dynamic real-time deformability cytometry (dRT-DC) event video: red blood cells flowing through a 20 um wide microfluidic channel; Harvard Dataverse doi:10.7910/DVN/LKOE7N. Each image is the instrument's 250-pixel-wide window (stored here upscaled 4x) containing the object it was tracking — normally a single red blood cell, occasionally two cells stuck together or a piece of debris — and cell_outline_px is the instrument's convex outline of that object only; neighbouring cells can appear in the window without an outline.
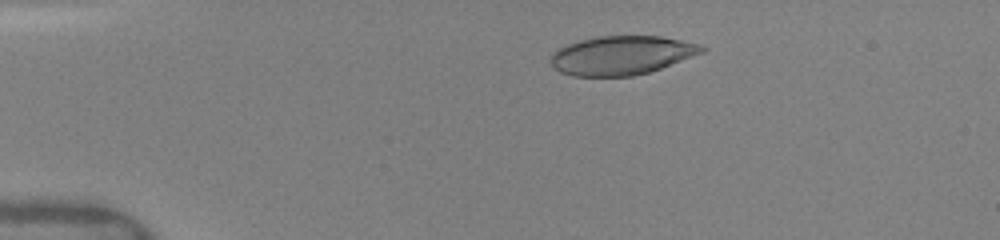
{"species": "human", "species_latin": "Homo sapiens", "temperature_condition": "warm", "stored_images_in_passage": 56, "camera_frame_rate_fps": 3000, "um_per_image_px": 0.085, "donor": {"sex": "female"}, "frame": {"image": 1, "passage_image": 6, "time_ms": 1.333, "image_size_px": [1000, 240], "cell_outline_px": [[708, 48], [704, 52], [660, 68], [648, 72], [632, 76], [572, 76], [560, 72], [552, 64], [552, 52], [568, 44], [580, 40], [600, 36], [660, 36], [704, 44]], "centroid_in_image_um": [52.88, 4.69], "position_along_channel_um": 32.1, "area_um2": 34.1}}
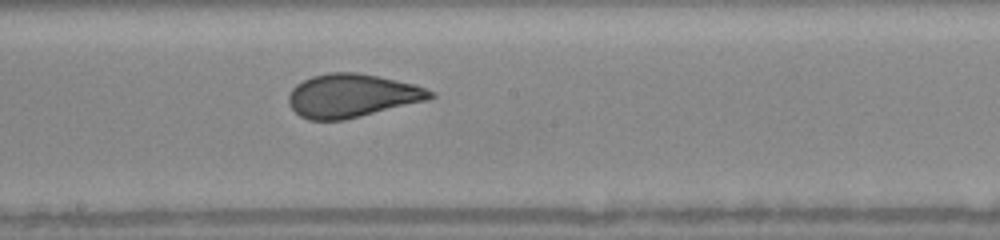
{"frame": {"image": 2, "passage_image": 29, "time_ms": 7.333, "image_size_px": [1000, 240], "cell_outline_px": [[436, 96], [428, 100], [344, 120], [308, 120], [300, 116], [288, 104], [288, 96], [292, 88], [296, 84], [312, 76], [328, 72], [356, 72], [416, 84], [436, 92]], "centroid_in_image_um": [29.93, 8.13], "position_along_channel_um": 218.3, "area_um2": 35.95}}
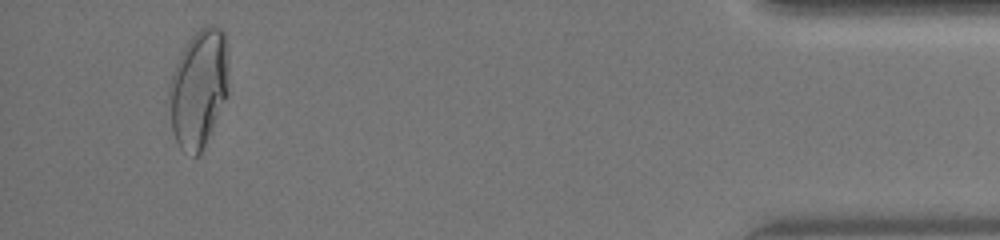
{"frame": {"image": 3, "passage_image": 53, "time_ms": 13.667, "image_size_px": [1000, 240], "cell_outline_px": [[228, 92], [200, 156], [192, 156], [184, 152], [180, 148], [176, 140], [172, 128], [168, 88], [168, 84], [172, 72], [188, 40], [200, 28], [208, 24], [216, 24], [224, 32], [228, 48]], "centroid_in_image_um": [16.9, 7.49], "position_along_channel_um": 418.3, "area_um2": 41.15}}